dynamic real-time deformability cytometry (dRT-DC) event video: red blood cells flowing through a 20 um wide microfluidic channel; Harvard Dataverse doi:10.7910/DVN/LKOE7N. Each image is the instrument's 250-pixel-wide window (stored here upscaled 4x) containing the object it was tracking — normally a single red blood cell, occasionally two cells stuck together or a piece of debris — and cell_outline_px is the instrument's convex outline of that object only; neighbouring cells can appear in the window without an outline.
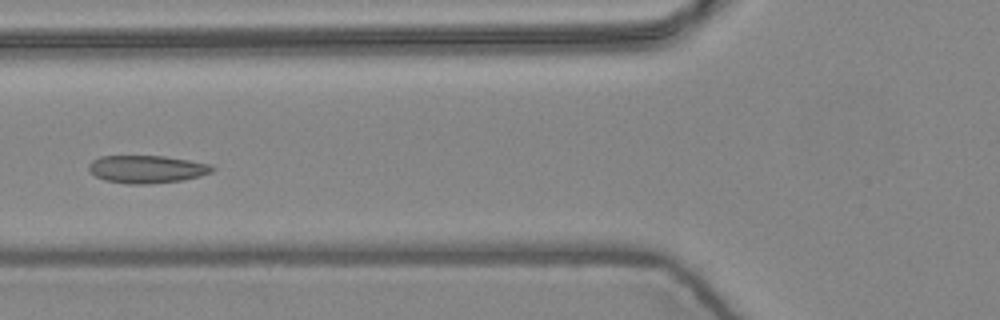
{"species": "common noctule bat (a hibernating species)", "species_latin": "Nyctalus noctula", "temperature_condition": "warm", "stored_images_in_passage": 8, "camera_frame_rate_fps": 3000, "um_per_image_px": 0.085, "animal": {"sex": "female", "body_mass_g": 24.6, "forearm_length_mm": 56.2}, "frame": {"image": 1, "passage_image": 7, "time_ms": 2.0, "image_size_px": [1000, 320], "cell_outline_px": [[216, 168], [212, 172], [200, 176], [180, 180], [148, 184], [128, 184], [104, 180], [96, 176], [88, 168], [88, 164], [92, 160], [100, 156], [164, 156], [212, 164]], "centroid_in_image_um": [12.49, 14.37], "position_along_channel_um": 113.3, "area_um2": 19.94}}
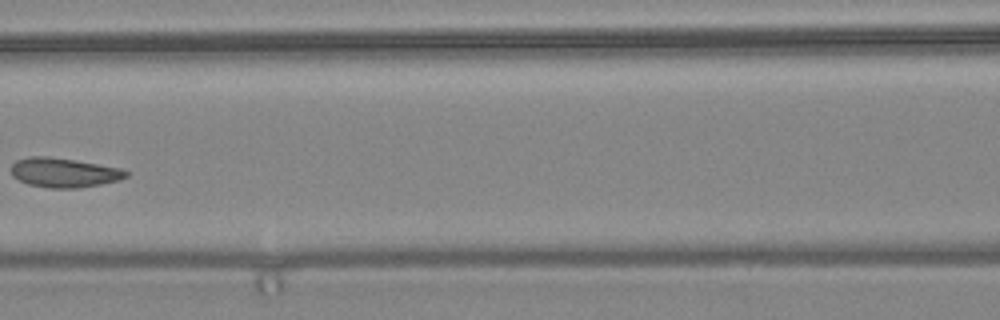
{"frame": {"image": 2, "passage_image": 8, "time_ms": 2.333, "image_size_px": [1000, 320], "cell_outline_px": [[128, 176], [120, 180], [80, 188], [48, 188], [28, 184], [12, 176], [12, 164], [16, 160], [28, 156], [48, 156], [76, 160], [120, 168], [128, 172]], "centroid_in_image_um": [5.43, 14.67], "position_along_channel_um": 161.2, "area_um2": 19.77}}